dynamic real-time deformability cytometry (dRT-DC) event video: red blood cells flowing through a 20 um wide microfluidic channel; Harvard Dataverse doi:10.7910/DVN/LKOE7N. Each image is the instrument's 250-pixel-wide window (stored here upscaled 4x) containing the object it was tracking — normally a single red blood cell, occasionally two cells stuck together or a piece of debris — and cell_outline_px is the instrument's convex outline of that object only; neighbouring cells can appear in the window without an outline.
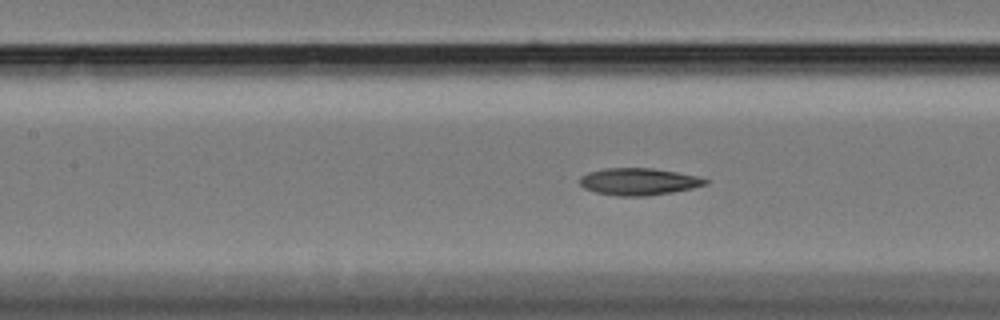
{"species": "Egyptian fruit bat (a non-hibernating species)", "species_latin": "Rousettus aegyptiacus", "temperature_condition": "cold", "stored_images_in_passage": 12, "camera_frame_rate_fps": 3000, "um_per_image_px": 0.085, "animal": {"sex": "female"}, "frame": {"image": 1, "passage_image": 5, "time_ms": 1.333, "image_size_px": [1000, 320], "cell_outline_px": [[712, 180], [708, 184], [692, 188], [672, 192], [648, 196], [616, 196], [596, 192], [584, 188], [580, 184], [580, 176], [588, 172], [604, 168], [652, 168], [676, 172], [696, 176]], "centroid_in_image_um": [54.29, 15.44], "position_along_channel_um": 153.1, "area_um2": 19.88}}
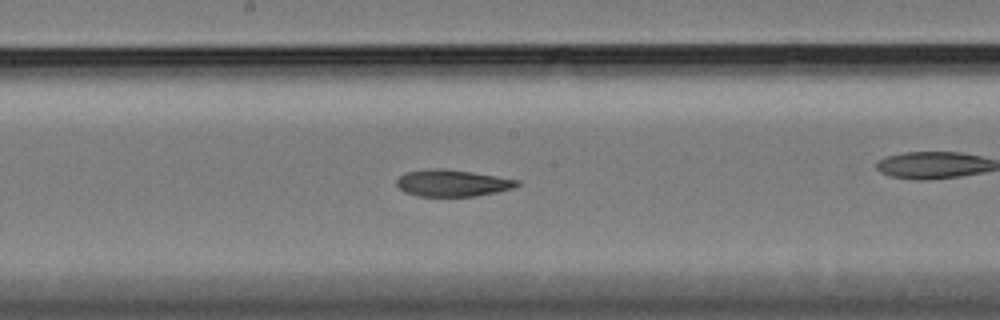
{"frame": {"image": 2, "passage_image": 10, "time_ms": 3.0, "image_size_px": [1000, 320], "cell_outline_px": [[520, 184], [512, 188], [496, 192], [472, 196], [420, 196], [404, 192], [396, 184], [396, 180], [400, 176], [408, 172], [424, 168], [444, 168], [472, 172], [520, 180]], "centroid_in_image_um": [38.43, 15.55], "position_along_channel_um": 209.8, "area_um2": 18.73}}